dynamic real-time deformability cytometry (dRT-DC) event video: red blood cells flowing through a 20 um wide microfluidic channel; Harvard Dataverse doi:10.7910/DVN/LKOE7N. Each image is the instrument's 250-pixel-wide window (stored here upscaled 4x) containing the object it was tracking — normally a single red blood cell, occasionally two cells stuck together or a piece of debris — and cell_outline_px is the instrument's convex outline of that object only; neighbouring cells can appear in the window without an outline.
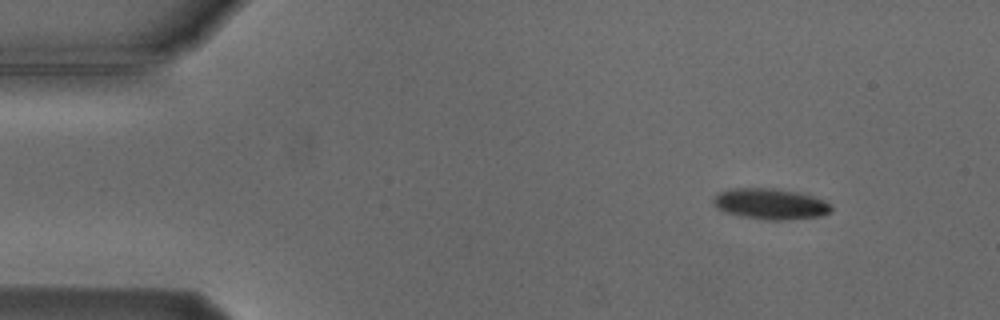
{"species": "Egyptian fruit bat (a non-hibernating species)", "species_latin": "Rousettus aegyptiacus", "temperature_condition": "cold", "stored_images_in_passage": 3, "camera_frame_rate_fps": 3000, "um_per_image_px": 0.085, "animal": {"sex": "male"}, "frame": {"image": 1, "passage_image": 1, "time_ms": 0.0, "image_size_px": [1000, 320], "cell_outline_px": [[832, 212], [820, 216], [776, 220], [772, 220], [744, 216], [724, 212], [716, 208], [712, 204], [712, 196], [716, 192], [728, 188], [776, 188], [796, 192], [812, 196], [824, 200], [832, 208]], "centroid_in_image_um": [65.4, 17.31], "position_along_channel_um": 19.6, "area_um2": 21.21}}